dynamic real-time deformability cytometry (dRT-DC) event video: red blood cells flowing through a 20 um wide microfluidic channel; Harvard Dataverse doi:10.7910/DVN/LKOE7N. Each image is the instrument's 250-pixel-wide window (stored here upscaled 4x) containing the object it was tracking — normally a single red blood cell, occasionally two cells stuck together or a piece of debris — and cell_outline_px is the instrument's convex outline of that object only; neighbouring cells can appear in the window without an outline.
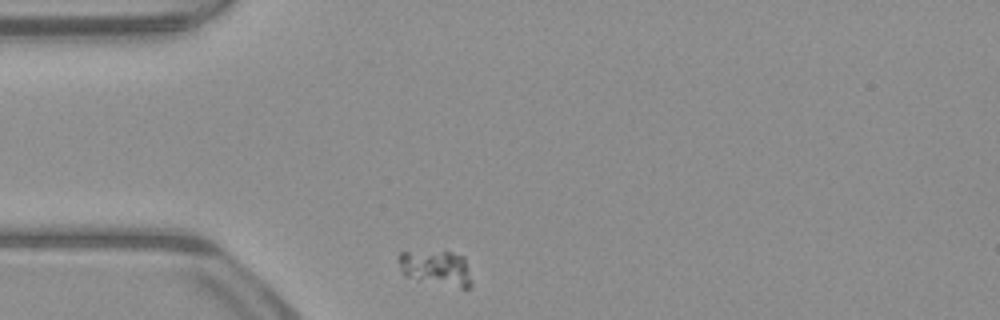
{"species": "common noctule bat (a hibernating species)", "species_latin": "Nyctalus noctula", "temperature_condition": "warm", "stored_images_in_passage": 32, "camera_frame_rate_fps": 3000, "um_per_image_px": 0.085, "animal": {"sex": "male", "body_mass_g": 23.1, "forearm_length_mm": 52.7}, "frame": {"image": 1, "passage_image": 1, "time_ms": 0.0, "image_size_px": [1000, 320], "cell_outline_px": [[472, 284], [468, 288], [460, 288], [416, 280], [404, 276], [400, 272], [396, 260], [396, 256], [400, 252], [452, 252], [464, 256], [468, 268]], "centroid_in_image_um": [37.01, 22.79], "position_along_channel_um": 48.0, "area_um2": 15.32}}
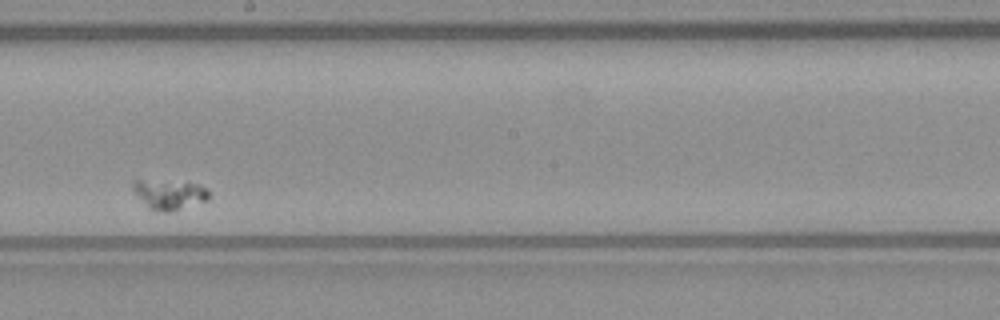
{"frame": {"image": 2, "passage_image": 19, "time_ms": 6.0, "image_size_px": [1000, 320], "cell_outline_px": [[208, 200], [168, 212], [156, 212], [148, 208], [132, 188], [132, 180], [140, 180], [200, 184], [208, 192]], "centroid_in_image_um": [14.36, 16.55], "position_along_channel_um": 233.8, "area_um2": 12.77}}
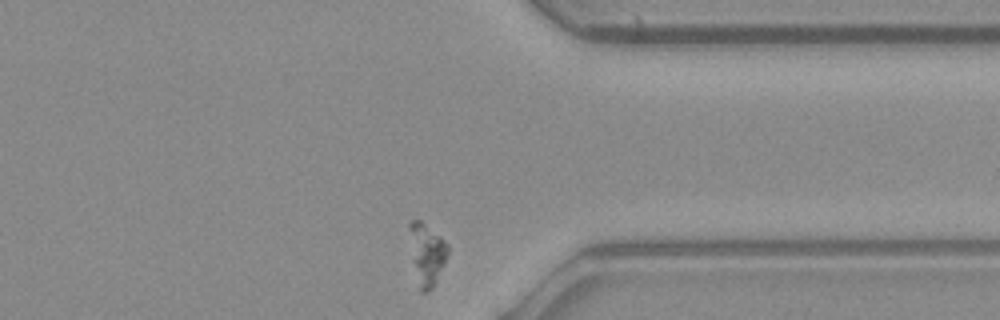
{"frame": {"image": 3, "passage_image": 32, "time_ms": 10.333, "image_size_px": [1000, 320], "cell_outline_px": [[448, 256], [432, 288], [428, 292], [420, 292], [408, 228], [408, 224], [412, 220], [420, 220], [444, 240], [448, 244]], "centroid_in_image_um": [36.3, 21.57], "position_along_channel_um": 375.1, "area_um2": 13.24}}